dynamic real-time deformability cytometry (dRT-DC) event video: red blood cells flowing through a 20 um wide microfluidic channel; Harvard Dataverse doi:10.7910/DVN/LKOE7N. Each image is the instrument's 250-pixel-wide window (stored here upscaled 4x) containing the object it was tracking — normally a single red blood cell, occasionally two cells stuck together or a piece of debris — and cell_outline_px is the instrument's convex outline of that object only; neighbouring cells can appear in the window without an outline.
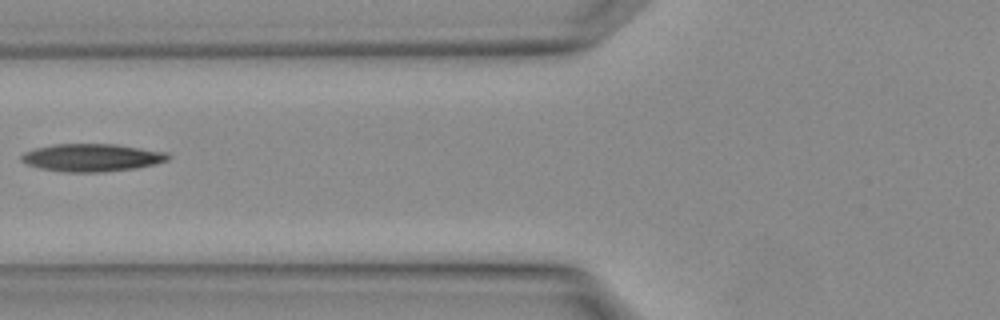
{"species": "Egyptian fruit bat (a non-hibernating species)", "species_latin": "Rousettus aegyptiacus", "temperature_condition": "warm", "stored_images_in_passage": 2, "camera_frame_rate_fps": 3000, "um_per_image_px": 0.085, "animal": {"sex": "female"}, "frame": {"image": 1, "passage_image": 2, "time_ms": 0.333, "image_size_px": [1000, 320], "cell_outline_px": [[172, 156], [168, 160], [136, 168], [100, 172], [60, 172], [40, 168], [28, 164], [20, 160], [20, 156], [24, 152], [36, 148], [56, 144], [116, 144], [168, 152]], "centroid_in_image_um": [7.81, 13.39], "position_along_channel_um": 118.0, "area_um2": 23.7}}